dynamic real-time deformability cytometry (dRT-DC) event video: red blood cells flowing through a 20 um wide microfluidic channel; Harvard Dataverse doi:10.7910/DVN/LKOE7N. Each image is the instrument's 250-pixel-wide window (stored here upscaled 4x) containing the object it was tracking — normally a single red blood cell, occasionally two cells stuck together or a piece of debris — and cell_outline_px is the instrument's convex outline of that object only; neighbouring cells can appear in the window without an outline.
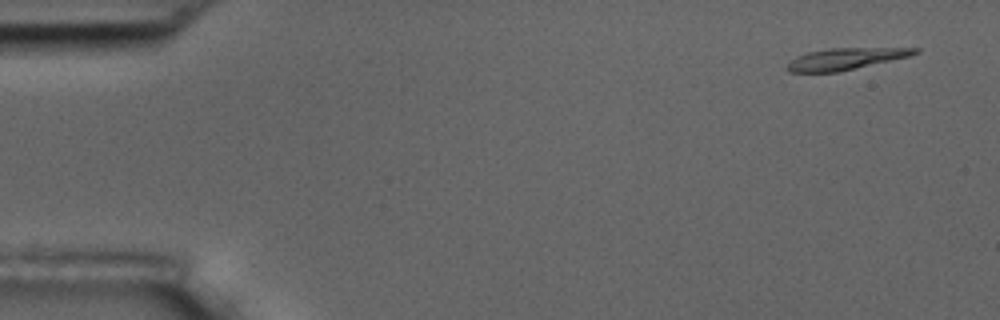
{"species": "common noctule bat (a hibernating species)", "species_latin": "Nyctalus noctula", "temperature_condition": "room temperature", "stored_images_in_passage": 6, "camera_frame_rate_fps": 3000, "um_per_image_px": 0.085, "animal": {"sex": "male", "body_mass_g": 17.5, "forearm_length_mm": 52.3}, "frame": {"image": 1, "passage_image": 1, "time_ms": 0.0, "image_size_px": [1000, 320], "cell_outline_px": [[920, 52], [908, 56], [840, 72], [788, 72], [784, 68], [796, 56], [808, 52], [828, 48], [920, 48]], "centroid_in_image_um": [71.83, 5.0], "position_along_channel_um": 13.2, "area_um2": 16.01}}
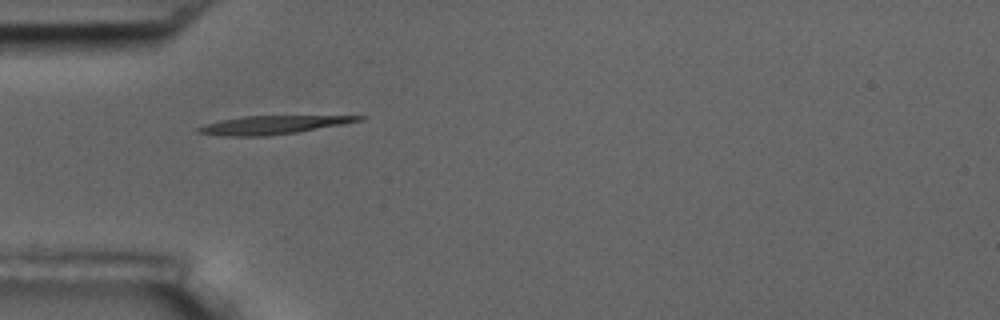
{"frame": {"image": 2, "passage_image": 5, "time_ms": 4.667, "image_size_px": [1000, 320], "cell_outline_px": [[364, 120], [296, 132], [268, 136], [224, 136], [196, 132], [196, 128], [204, 124], [220, 120], [244, 116], [364, 116]], "centroid_in_image_um": [23.1, 10.62], "position_along_channel_um": 61.9, "area_um2": 16.94}}